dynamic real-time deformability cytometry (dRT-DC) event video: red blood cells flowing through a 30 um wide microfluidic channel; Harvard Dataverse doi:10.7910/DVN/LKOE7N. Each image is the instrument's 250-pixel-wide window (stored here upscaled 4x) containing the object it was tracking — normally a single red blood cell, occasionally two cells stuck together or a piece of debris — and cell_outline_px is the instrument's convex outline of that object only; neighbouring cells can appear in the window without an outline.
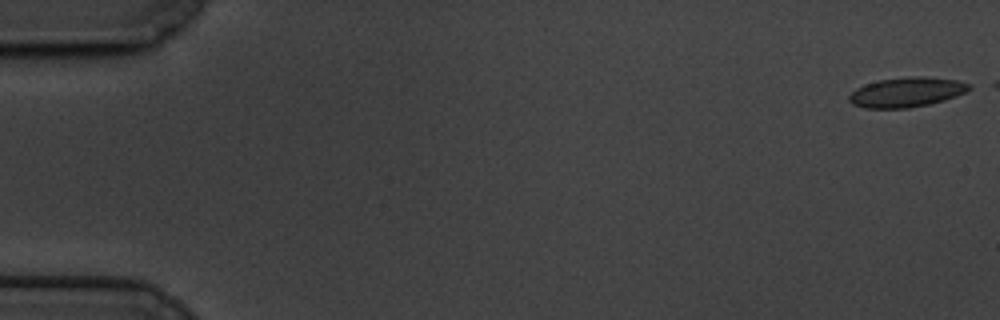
{"species": "common noctule bat (a hibernating species)", "species_latin": "Nyctalus noctula", "temperature_condition": "cold", "stored_images_in_passage": 54, "camera_frame_rate_fps": 3000, "um_per_image_px": 0.085, "animal": {"sex": "male", "body_mass_g": 19.5, "forearm_length_mm": 54.6}, "frame": {"image": 1, "passage_image": 1, "time_ms": 0.0, "image_size_px": [1000, 320], "cell_outline_px": [[972, 88], [956, 96], [944, 100], [928, 104], [908, 108], [864, 108], [852, 104], [848, 100], [848, 96], [856, 88], [864, 84], [880, 80], [912, 76], [924, 76], [956, 80], [972, 84]], "centroid_in_image_um": [77.05, 7.83], "position_along_channel_um": 8.0, "area_um2": 20.81}}
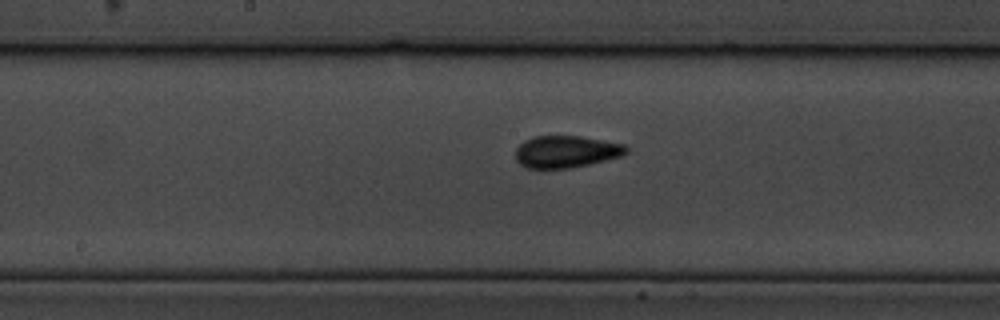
{"frame": {"image": 2, "passage_image": 31, "time_ms": 10.0, "image_size_px": [1000, 320], "cell_outline_px": [[628, 152], [624, 156], [588, 164], [568, 168], [528, 168], [520, 164], [516, 160], [516, 148], [524, 140], [536, 136], [580, 136], [624, 144], [628, 148]], "centroid_in_image_um": [48.14, 12.89], "position_along_channel_um": 200.1, "area_um2": 20.63}}
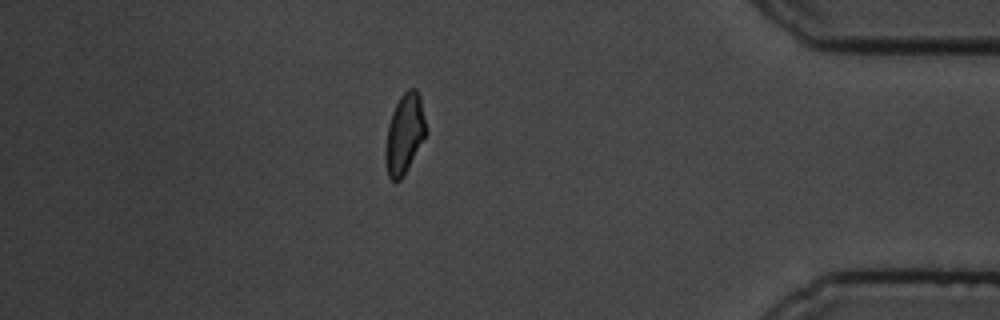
{"frame": {"image": 3, "passage_image": 52, "time_ms": 17.0, "image_size_px": [1000, 320], "cell_outline_px": [[428, 132], [404, 176], [400, 180], [392, 180], [388, 176], [384, 160], [384, 148], [388, 124], [392, 112], [400, 96], [408, 88], [416, 88], [420, 96]], "centroid_in_image_um": [34.38, 11.39], "position_along_channel_um": 400.8, "area_um2": 19.25}, "authors_computed_cell_mechanics": {"area_um2": 20.1722, "velocity_mm_per_s": 3.3728, "shape_relaxation_time_tau1_ms": 8.3964, "shape_relaxation_time_tau2_ms": 1.7726, "deformation_change_tau1": 0.1533, "deformation_change_tau2": 0.0675}}